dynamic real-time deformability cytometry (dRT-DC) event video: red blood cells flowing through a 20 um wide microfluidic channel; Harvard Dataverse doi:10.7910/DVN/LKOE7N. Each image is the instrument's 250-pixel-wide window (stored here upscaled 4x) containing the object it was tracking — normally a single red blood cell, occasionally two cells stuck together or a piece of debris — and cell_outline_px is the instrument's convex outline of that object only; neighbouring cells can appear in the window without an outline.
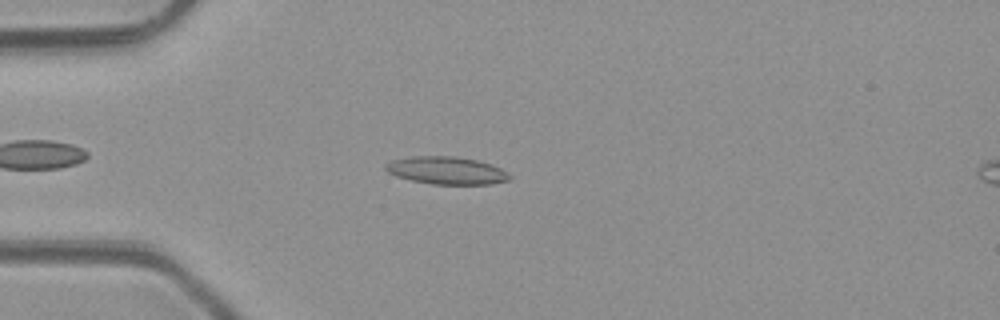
{"species": "common noctule bat (a hibernating species)", "species_latin": "Nyctalus noctula", "temperature_condition": "room temperature", "stored_images_in_passage": 4, "camera_frame_rate_fps": 3000, "um_per_image_px": 0.085, "animal": {"sex": "male", "body_mass_g": 23.1, "forearm_length_mm": 52.7}, "frame": {"image": 1, "passage_image": 2, "time_ms": 1.333, "image_size_px": [1000, 320], "cell_outline_px": [[512, 176], [508, 180], [492, 184], [432, 184], [412, 180], [396, 176], [388, 172], [384, 168], [384, 164], [392, 160], [412, 156], [452, 156], [476, 160], [492, 164], [508, 172]], "centroid_in_image_um": [37.96, 14.49], "position_along_channel_um": 47.0, "area_um2": 19.94}}
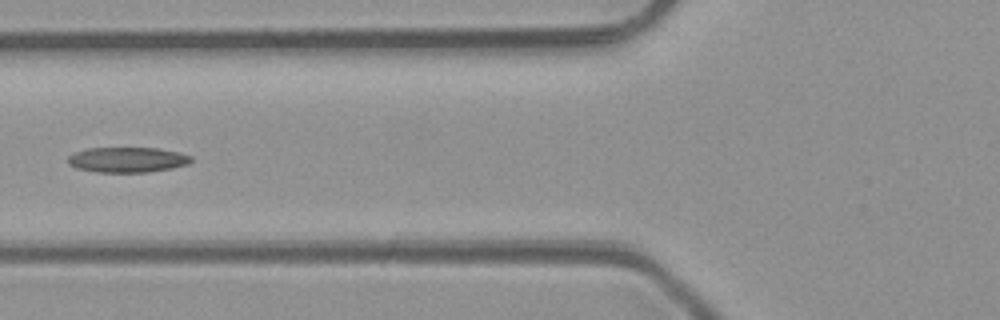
{"frame": {"image": 2, "passage_image": 4, "time_ms": 3.333, "image_size_px": [1000, 320], "cell_outline_px": [[192, 160], [188, 164], [172, 168], [148, 172], [96, 172], [76, 168], [68, 164], [68, 156], [72, 152], [88, 148], [156, 148], [176, 152], [192, 156]], "centroid_in_image_um": [10.78, 13.58], "position_along_channel_um": 115.0, "area_um2": 18.15}}